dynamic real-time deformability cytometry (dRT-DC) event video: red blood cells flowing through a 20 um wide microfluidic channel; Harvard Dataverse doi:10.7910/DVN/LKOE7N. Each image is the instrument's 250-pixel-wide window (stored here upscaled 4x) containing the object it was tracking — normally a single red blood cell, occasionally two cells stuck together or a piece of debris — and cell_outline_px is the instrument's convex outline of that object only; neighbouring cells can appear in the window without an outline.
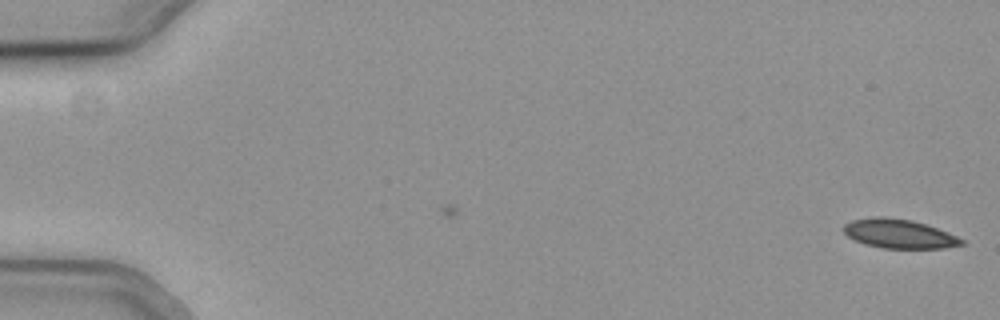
{"species": "common noctule bat (a hibernating species)", "species_latin": "Nyctalus noctula", "temperature_condition": "cold", "stored_images_in_passage": 7, "camera_frame_rate_fps": 3000, "um_per_image_px": 0.085, "animal": {"sex": "female", "body_mass_g": 19.3, "forearm_length_mm": 54.1}, "frame": {"image": 1, "passage_image": 7, "time_ms": 2.0, "image_size_px": [1000, 320], "cell_outline_px": [[964, 244], [944, 248], [884, 248], [864, 244], [848, 236], [844, 232], [844, 224], [852, 220], [876, 216], [884, 216], [912, 220], [936, 228], [956, 236], [964, 240]], "centroid_in_image_um": [76.4, 19.86], "position_along_channel_um": 8.6, "area_um2": 19.77}}